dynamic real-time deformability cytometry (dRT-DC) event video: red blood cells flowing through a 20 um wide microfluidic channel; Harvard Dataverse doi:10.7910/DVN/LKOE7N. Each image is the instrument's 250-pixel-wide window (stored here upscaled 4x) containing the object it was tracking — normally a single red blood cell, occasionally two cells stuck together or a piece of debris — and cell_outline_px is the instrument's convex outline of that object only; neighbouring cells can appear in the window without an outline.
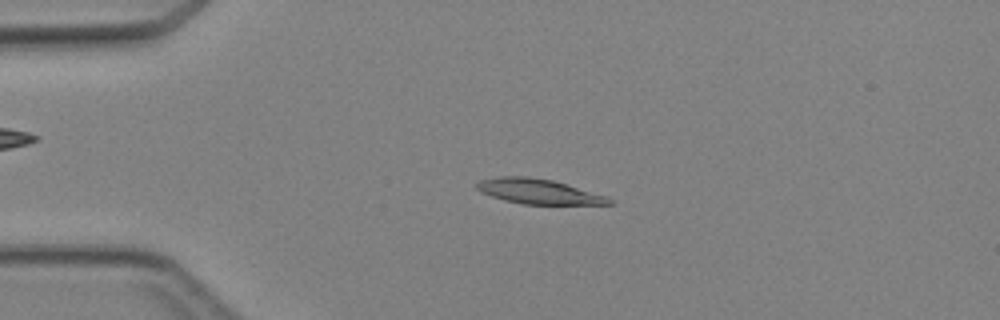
{"species": "Egyptian fruit bat (a non-hibernating species)", "species_latin": "Rousettus aegyptiacus", "temperature_condition": "cold", "stored_images_in_passage": 3, "camera_frame_rate_fps": 3000, "um_per_image_px": 0.085, "animal": {"sex": "female"}, "frame": {"image": 1, "passage_image": 2, "time_ms": 2.0, "image_size_px": [1000, 320], "cell_outline_px": [[616, 204], [524, 204], [504, 200], [480, 192], [476, 188], [476, 184], [480, 180], [500, 176], [528, 176], [552, 180], [608, 196]], "centroid_in_image_um": [45.78, 16.27], "position_along_channel_um": 39.2, "area_um2": 19.19}}